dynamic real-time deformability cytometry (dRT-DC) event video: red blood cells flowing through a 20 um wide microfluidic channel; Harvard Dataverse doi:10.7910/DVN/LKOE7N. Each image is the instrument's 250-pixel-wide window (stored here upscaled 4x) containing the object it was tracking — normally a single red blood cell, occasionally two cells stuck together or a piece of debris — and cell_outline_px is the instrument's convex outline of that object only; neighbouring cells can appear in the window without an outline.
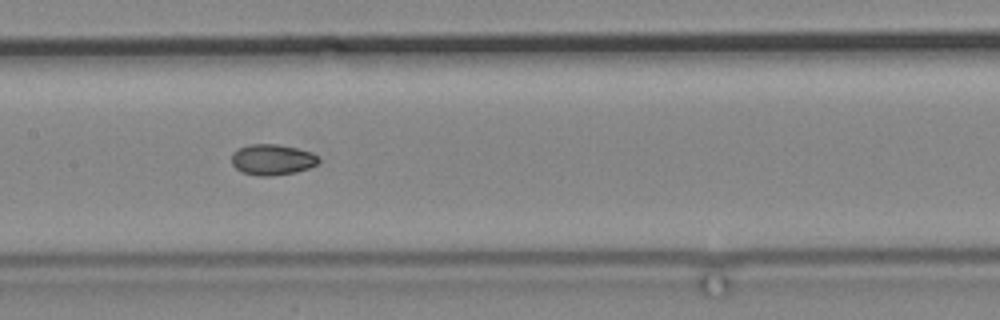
{"species": "common noctule bat (a hibernating species)", "species_latin": "Nyctalus noctula", "temperature_condition": "cold", "stored_images_in_passage": 15, "camera_frame_rate_fps": 3000, "um_per_image_px": 0.085, "animal": {"sex": "male", "body_mass_g": 19.2, "forearm_length_mm": 51.8}, "frame": {"image": 1, "passage_image": 13, "time_ms": 14.667, "image_size_px": [1000, 320], "cell_outline_px": [[320, 160], [316, 164], [308, 168], [296, 172], [272, 176], [256, 176], [240, 172], [232, 164], [232, 152], [248, 144], [276, 144], [296, 148], [312, 152]], "centroid_in_image_um": [23.11, 13.58], "position_along_channel_um": 184.3, "area_um2": 15.66}}
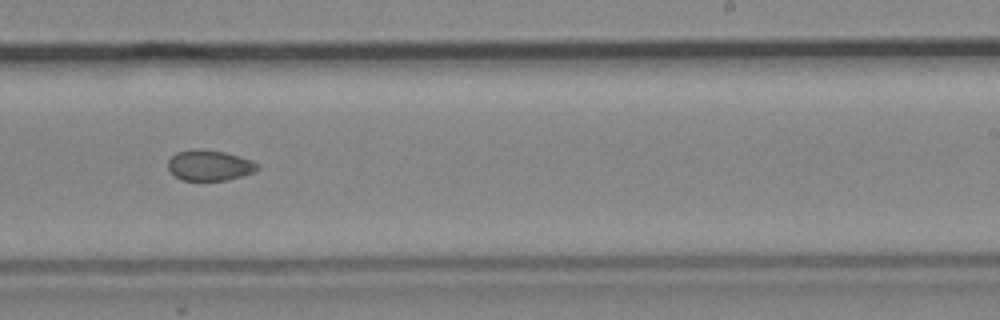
{"frame": {"image": 2, "passage_image": 15, "time_ms": 17.333, "image_size_px": [1000, 320], "cell_outline_px": [[260, 168], [256, 172], [228, 180], [184, 180], [176, 176], [168, 168], [168, 160], [176, 152], [192, 148], [200, 148], [224, 152], [240, 156], [252, 160], [260, 164]], "centroid_in_image_um": [17.85, 14.04], "position_along_channel_um": 271.1, "area_um2": 16.18}}